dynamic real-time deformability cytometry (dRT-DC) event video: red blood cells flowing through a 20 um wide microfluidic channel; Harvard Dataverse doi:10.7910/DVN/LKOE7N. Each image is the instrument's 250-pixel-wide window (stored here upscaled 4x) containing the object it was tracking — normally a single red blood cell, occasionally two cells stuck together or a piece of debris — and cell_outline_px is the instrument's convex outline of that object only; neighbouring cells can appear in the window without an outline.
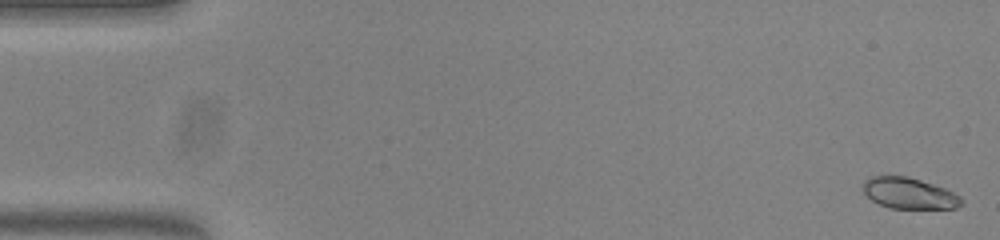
{"species": "common noctule bat (a hibernating species)", "species_latin": "Nyctalus noctula", "temperature_condition": "warm", "stored_images_in_passage": 54, "camera_frame_rate_fps": 3000, "um_per_image_px": 0.085, "animal": {"sex": "female", "body_mass_g": 23.0, "forearm_length_mm": 53.4}, "frame": {"image": 1, "passage_image": 1, "time_ms": 0.0, "image_size_px": [1000, 240], "cell_outline_px": [[964, 204], [956, 208], [892, 208], [880, 204], [872, 200], [864, 192], [864, 180], [872, 176], [908, 176], [944, 188], [960, 196], [964, 200]], "centroid_in_image_um": [77.31, 16.43], "position_along_channel_um": 7.7, "area_um2": 17.63}}
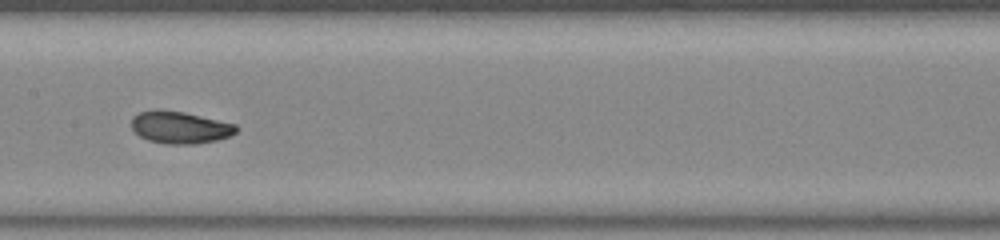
{"frame": {"image": 2, "passage_image": 27, "time_ms": 8.667, "image_size_px": [1000, 240], "cell_outline_px": [[240, 128], [236, 132], [228, 136], [216, 140], [192, 144], [168, 144], [148, 140], [140, 136], [132, 128], [132, 116], [140, 112], [160, 108], [184, 112], [236, 124]], "centroid_in_image_um": [15.29, 10.81], "position_along_channel_um": 192.1, "area_um2": 19.65}}
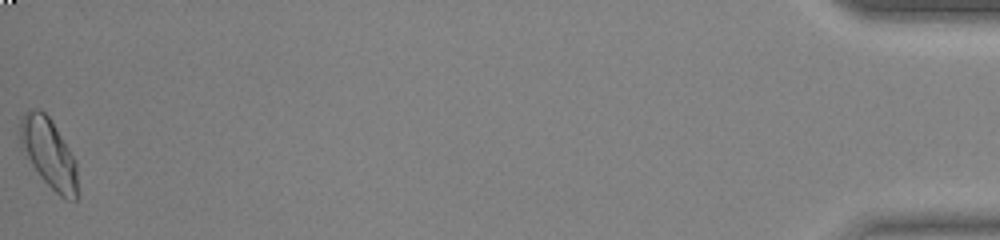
{"frame": {"image": 3, "passage_image": 54, "time_ms": 17.667, "image_size_px": [1000, 240], "cell_outline_px": [[80, 196], [76, 200], [64, 200], [40, 176], [32, 164], [20, 144], [20, 116], [28, 108], [40, 108], [48, 116], [76, 160]], "centroid_in_image_um": [4.18, 13.04], "position_along_channel_um": 431.0, "area_um2": 23.47}, "authors_computed_cell_mechanics": {"area_um2": 19.5942, "velocity_mm_per_s": 3.7963, "shape_relaxation_time_tau1_ms": 4.1389, "shape_relaxation_time_tau2_ms": 1.645, "deformation_change_tau1": 0.1385, "deformation_change_tau2": 0.051}}